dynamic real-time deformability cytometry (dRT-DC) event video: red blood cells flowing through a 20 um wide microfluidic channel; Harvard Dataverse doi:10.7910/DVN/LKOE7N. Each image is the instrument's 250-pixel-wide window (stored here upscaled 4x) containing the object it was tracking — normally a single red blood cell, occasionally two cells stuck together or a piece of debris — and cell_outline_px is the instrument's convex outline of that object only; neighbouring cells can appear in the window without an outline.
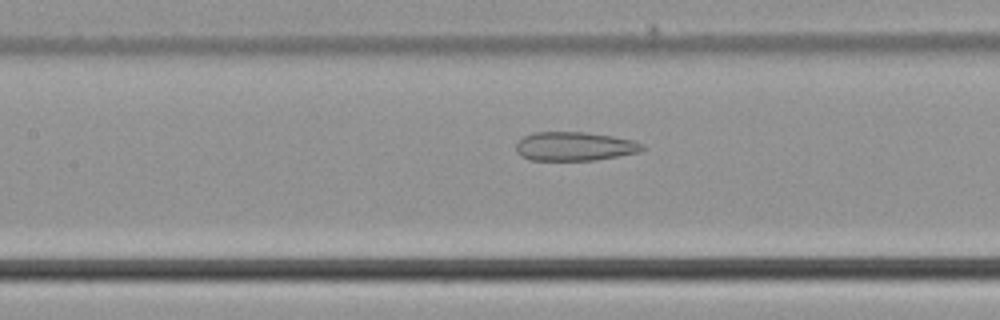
{"species": "common noctule bat (a hibernating species)", "species_latin": "Nyctalus noctula", "temperature_condition": "cold", "stored_images_in_passage": 32, "camera_frame_rate_fps": 3000, "um_per_image_px": 0.085, "animal": {"sex": "male", "body_mass_g": 21.5, "forearm_length_mm": 52.0}, "frame": {"image": 1, "passage_image": 10, "time_ms": 3.0, "image_size_px": [1000, 320], "cell_outline_px": [[648, 148], [640, 152], [620, 156], [592, 160], [528, 160], [520, 156], [516, 152], [516, 140], [524, 136], [536, 132], [584, 132], [612, 136], [632, 140], [644, 144]], "centroid_in_image_um": [48.84, 12.44], "position_along_channel_um": 158.6, "area_um2": 21.5}}
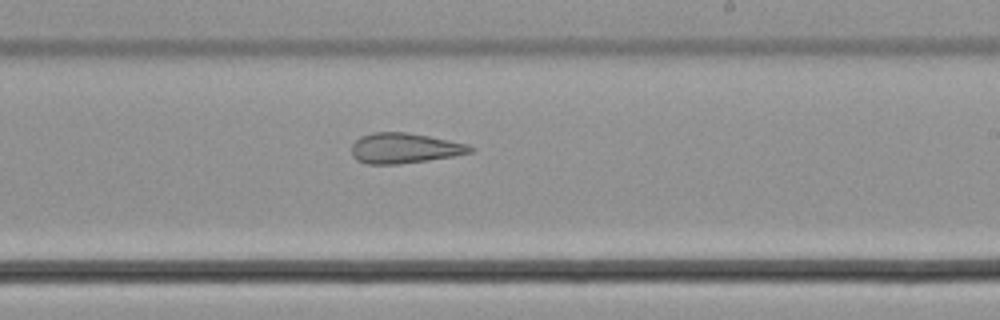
{"frame": {"image": 2, "passage_image": 17, "time_ms": 5.333, "image_size_px": [1000, 320], "cell_outline_px": [[476, 148], [472, 152], [452, 156], [428, 160], [400, 164], [368, 164], [356, 160], [352, 156], [352, 144], [360, 136], [372, 132], [408, 132], [468, 144]], "centroid_in_image_um": [34.36, 12.59], "position_along_channel_um": 254.6, "area_um2": 20.98}}
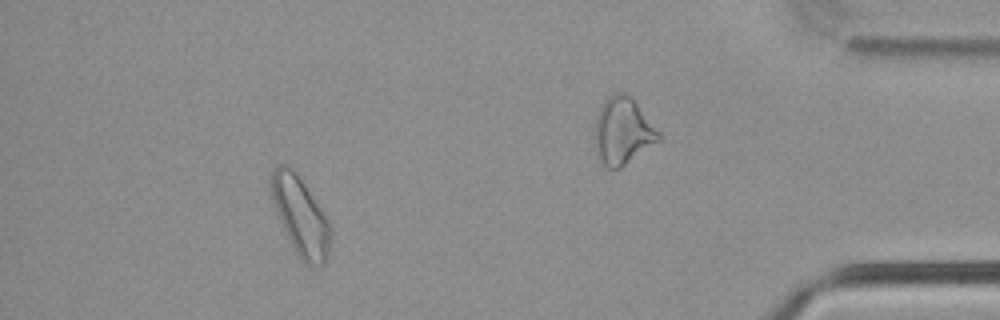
{"frame": {"image": 3, "passage_image": 27, "time_ms": 8.667, "image_size_px": [1000, 320], "cell_outline_px": [[332, 232], [328, 256], [324, 264], [304, 264], [300, 260], [288, 240], [284, 232], [272, 204], [268, 188], [272, 168], [276, 164], [288, 164], [296, 172], [328, 220]], "centroid_in_image_um": [25.48, 18.34], "position_along_channel_um": 409.7, "area_um2": 27.63}}